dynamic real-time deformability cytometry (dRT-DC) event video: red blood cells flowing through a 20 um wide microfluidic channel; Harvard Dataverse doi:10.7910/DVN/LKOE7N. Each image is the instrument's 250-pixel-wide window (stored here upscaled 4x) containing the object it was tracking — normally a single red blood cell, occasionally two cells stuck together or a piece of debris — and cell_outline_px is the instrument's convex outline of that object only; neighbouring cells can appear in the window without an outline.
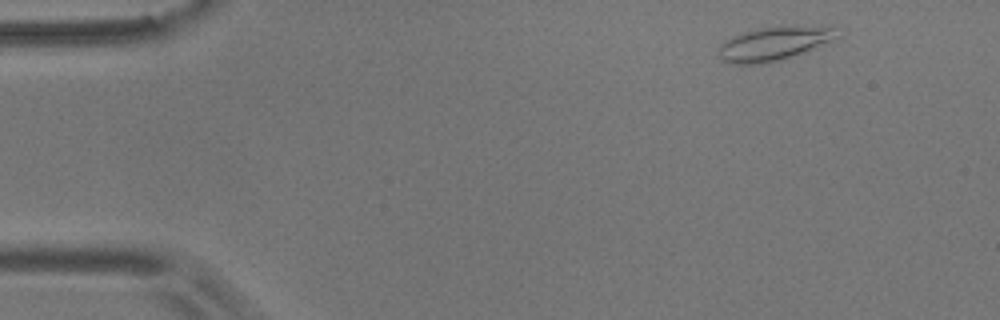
{"species": "common noctule bat (a hibernating species)", "species_latin": "Nyctalus noctula", "temperature_condition": "room temperature", "stored_images_in_passage": 50, "camera_frame_rate_fps": 3000, "um_per_image_px": 0.085, "animal": {"sex": "male", "body_mass_g": 17.9}, "frame": {"image": 1, "passage_image": 1, "time_ms": 0.0, "image_size_px": [1000, 320], "cell_outline_px": [[840, 36], [792, 56], [780, 60], [760, 64], [732, 64], [720, 60], [716, 56], [716, 48], [724, 40], [732, 36], [756, 28], [780, 24], [792, 24], [832, 28]], "centroid_in_image_um": [65.64, 3.69], "position_along_channel_um": 19.4, "area_um2": 23.7}}
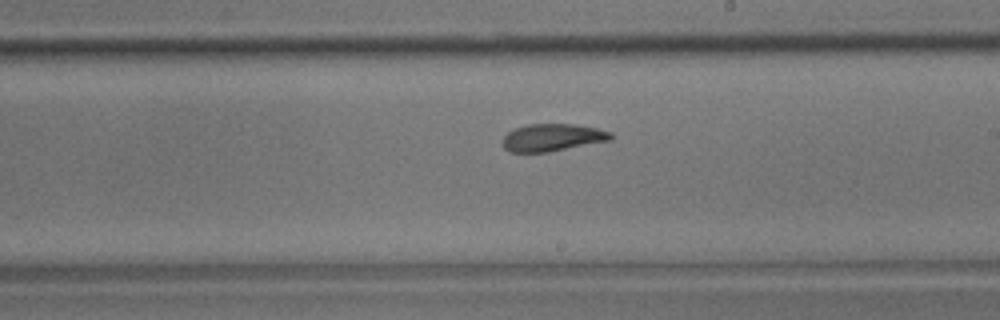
{"frame": {"image": 2, "passage_image": 27, "time_ms": 8.667, "image_size_px": [1000, 320], "cell_outline_px": [[612, 140], [548, 152], [508, 152], [504, 148], [504, 136], [512, 128], [528, 124], [572, 124], [596, 128], [612, 132]], "centroid_in_image_um": [46.95, 11.69], "position_along_channel_um": 242.1, "area_um2": 17.28}}
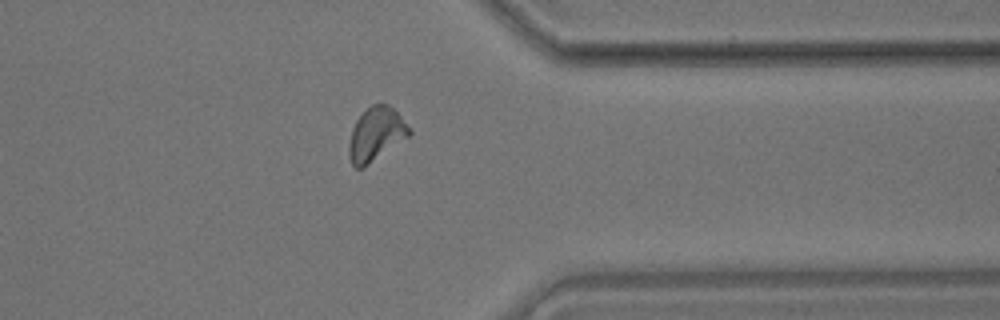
{"frame": {"image": 3, "passage_image": 39, "time_ms": 12.667, "image_size_px": [1000, 320], "cell_outline_px": [[412, 132], [408, 136], [364, 168], [356, 168], [352, 164], [348, 156], [348, 144], [352, 128], [356, 120], [372, 104], [388, 104], [400, 116]], "centroid_in_image_um": [31.92, 11.43], "position_along_channel_um": 379.5, "area_um2": 18.55}, "authors_computed_cell_mechanics": {"area_um2": 17.918, "velocity_mm_per_s": 3.6209, "shape_relaxation_time_tau1_ms": 5.9054, "shape_relaxation_time_tau2_ms": 2.8172, "deformation_change_tau1": 0.1625, "deformation_change_tau2": 0.1088}}